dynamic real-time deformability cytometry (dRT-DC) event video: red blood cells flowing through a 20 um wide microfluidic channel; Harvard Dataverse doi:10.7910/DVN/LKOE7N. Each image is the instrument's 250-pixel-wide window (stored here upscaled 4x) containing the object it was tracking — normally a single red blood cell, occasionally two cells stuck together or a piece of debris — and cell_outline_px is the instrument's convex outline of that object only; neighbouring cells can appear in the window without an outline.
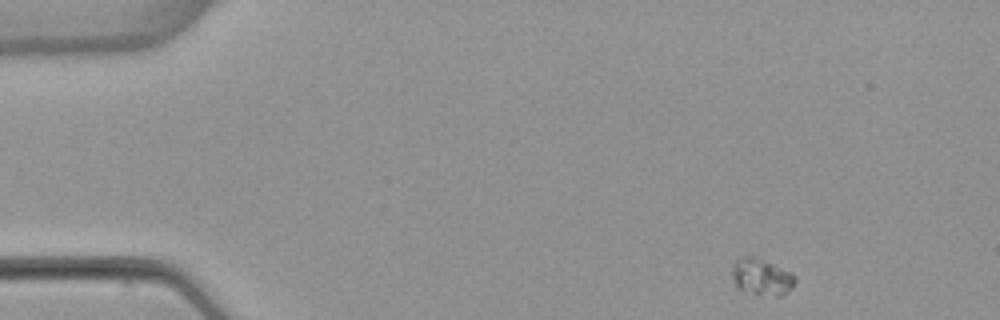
{"species": "common noctule bat (a hibernating species)", "species_latin": "Nyctalus noctula", "temperature_condition": "warm", "stored_images_in_passage": 49, "camera_frame_rate_fps": 3000, "um_per_image_px": 0.085, "animal": {"sex": "female", "body_mass_g": 22.7, "forearm_length_mm": 54.2}, "frame": {"image": 1, "passage_image": 1, "time_ms": 0.0, "image_size_px": [1000, 320], "cell_outline_px": [[796, 280], [792, 288], [780, 296], [776, 296], [736, 288], [732, 276], [732, 264], [736, 260], [744, 256], [752, 256], [792, 272], [796, 276]], "centroid_in_image_um": [64.74, 23.52], "position_along_channel_um": 20.3, "area_um2": 13.12}}
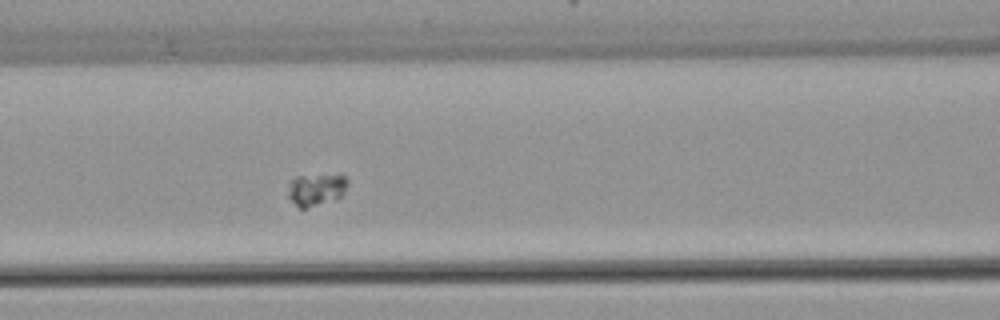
{"frame": {"image": 2, "passage_image": 18, "time_ms": 5.667, "image_size_px": [1000, 320], "cell_outline_px": [[348, 184], [344, 192], [340, 196], [304, 208], [300, 208], [288, 196], [288, 180], [296, 176], [340, 172], [348, 180]], "centroid_in_image_um": [26.88, 16.01], "position_along_channel_um": 139.7, "area_um2": 11.33}}
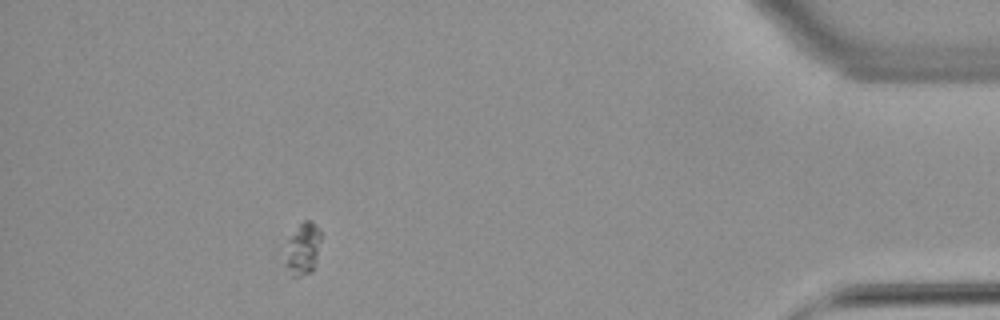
{"frame": {"image": 3, "passage_image": 44, "time_ms": 14.333, "image_size_px": [1000, 320], "cell_outline_px": [[320, 240], [312, 268], [308, 272], [300, 276], [292, 276], [284, 264], [288, 240], [300, 224], [304, 220], [308, 220], [320, 228]], "centroid_in_image_um": [25.71, 21.14], "position_along_channel_um": 409.5, "area_um2": 10.29}}